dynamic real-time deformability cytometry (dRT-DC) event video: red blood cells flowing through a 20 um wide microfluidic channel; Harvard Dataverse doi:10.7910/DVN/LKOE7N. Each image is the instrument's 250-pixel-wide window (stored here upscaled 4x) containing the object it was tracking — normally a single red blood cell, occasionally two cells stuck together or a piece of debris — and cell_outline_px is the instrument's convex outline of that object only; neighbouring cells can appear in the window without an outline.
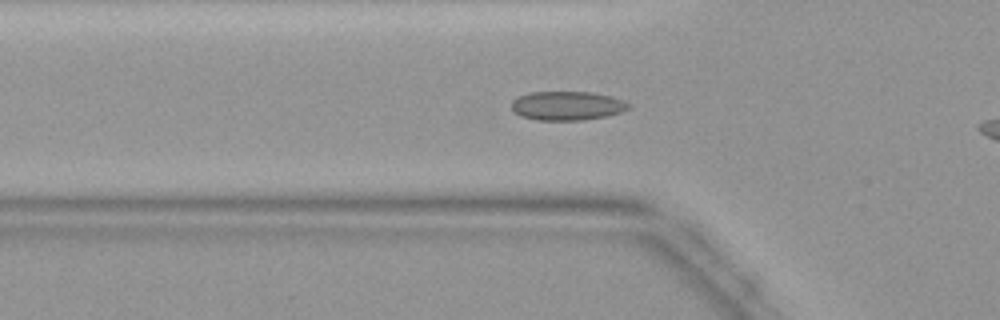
{"species": "common noctule bat (a hibernating species)", "species_latin": "Nyctalus noctula", "temperature_condition": "warm", "stored_images_in_passage": 12, "camera_frame_rate_fps": 3000, "um_per_image_px": 0.085, "animal": {"sex": "female", "body_mass_g": 19.9}, "frame": {"image": 1, "passage_image": 10, "time_ms": 3.0, "image_size_px": [1000, 320], "cell_outline_px": [[632, 108], [608, 116], [584, 120], [536, 120], [520, 116], [512, 108], [512, 100], [520, 96], [532, 92], [592, 92], [612, 96], [624, 100], [632, 104]], "centroid_in_image_um": [48.28, 8.99], "position_along_channel_um": 77.5, "area_um2": 19.94}}